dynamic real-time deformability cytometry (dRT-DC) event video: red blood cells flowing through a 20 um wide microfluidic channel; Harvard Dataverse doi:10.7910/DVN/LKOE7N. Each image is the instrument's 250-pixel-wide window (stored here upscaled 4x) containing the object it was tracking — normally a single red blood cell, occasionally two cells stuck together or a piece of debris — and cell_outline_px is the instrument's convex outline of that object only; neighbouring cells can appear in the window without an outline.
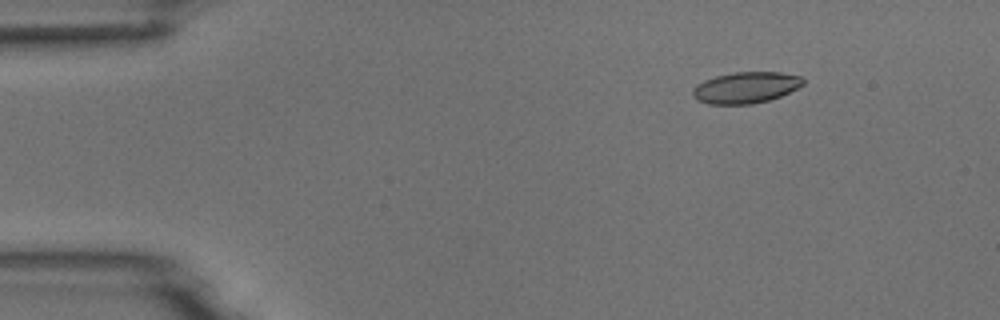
{"species": "common noctule bat (a hibernating species)", "species_latin": "Nyctalus noctula", "temperature_condition": "room temperature", "stored_images_in_passage": 7, "camera_frame_rate_fps": 3000, "um_per_image_px": 0.085, "animal": {"sex": "male", "body_mass_g": 18.8}, "frame": {"image": 1, "passage_image": 2, "time_ms": 1.333, "image_size_px": [1000, 320], "cell_outline_px": [[804, 84], [780, 96], [768, 100], [752, 104], [708, 104], [696, 100], [692, 96], [692, 88], [696, 84], [704, 80], [716, 76], [736, 72], [780, 72], [800, 76], [804, 80]], "centroid_in_image_um": [63.34, 7.44], "position_along_channel_um": 21.7, "area_um2": 20.11}}
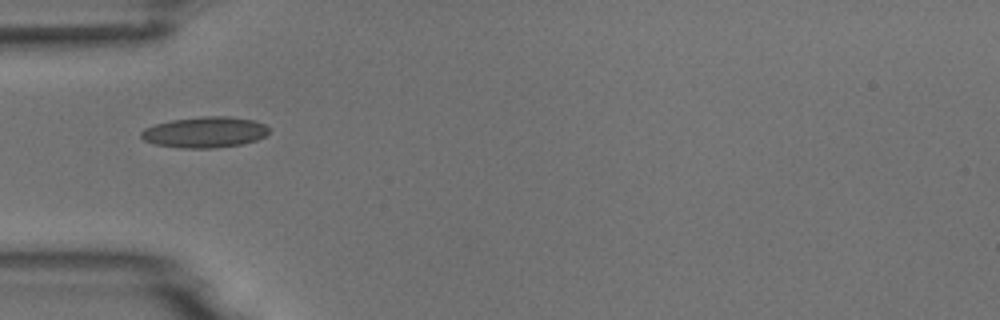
{"frame": {"image": 2, "passage_image": 5, "time_ms": 4.667, "image_size_px": [1000, 320], "cell_outline_px": [[268, 132], [264, 136], [256, 140], [240, 144], [212, 148], [180, 148], [156, 144], [144, 140], [140, 136], [140, 132], [144, 128], [156, 124], [172, 120], [204, 116], [228, 116], [252, 120], [264, 124], [268, 128]], "centroid_in_image_um": [17.38, 11.23], "position_along_channel_um": 67.6, "area_um2": 22.77}}